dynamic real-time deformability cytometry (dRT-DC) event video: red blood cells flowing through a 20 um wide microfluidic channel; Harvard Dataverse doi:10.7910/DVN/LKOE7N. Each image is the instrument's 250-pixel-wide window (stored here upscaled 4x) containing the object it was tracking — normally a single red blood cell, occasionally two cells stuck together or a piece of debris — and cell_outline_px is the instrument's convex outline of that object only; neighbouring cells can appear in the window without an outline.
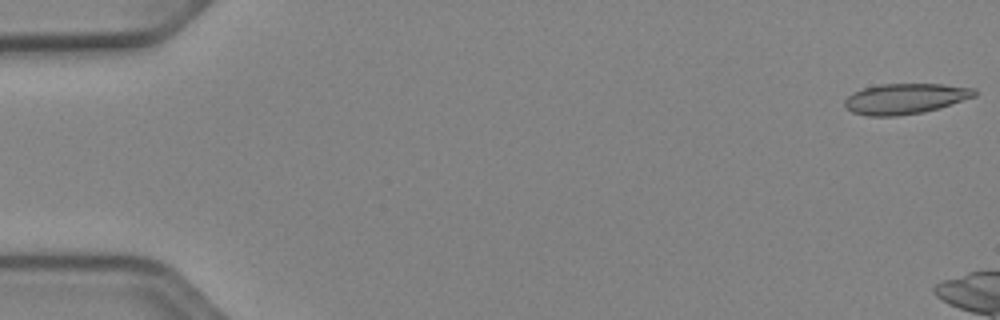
{"species": "Egyptian fruit bat (a non-hibernating species)", "species_latin": "Rousettus aegyptiacus", "temperature_condition": "cold", "stored_images_in_passage": 10, "camera_frame_rate_fps": 3000, "um_per_image_px": 0.085, "animal": {"sex": "female"}, "frame": {"image": 1, "passage_image": 1, "time_ms": 0.0, "image_size_px": [1000, 320], "cell_outline_px": [[976, 96], [940, 108], [924, 112], [896, 116], [868, 116], [852, 112], [844, 108], [844, 100], [852, 92], [864, 88], [880, 84], [944, 84], [976, 88]], "centroid_in_image_um": [76.94, 8.39], "position_along_channel_um": 8.1, "area_um2": 23.29}}